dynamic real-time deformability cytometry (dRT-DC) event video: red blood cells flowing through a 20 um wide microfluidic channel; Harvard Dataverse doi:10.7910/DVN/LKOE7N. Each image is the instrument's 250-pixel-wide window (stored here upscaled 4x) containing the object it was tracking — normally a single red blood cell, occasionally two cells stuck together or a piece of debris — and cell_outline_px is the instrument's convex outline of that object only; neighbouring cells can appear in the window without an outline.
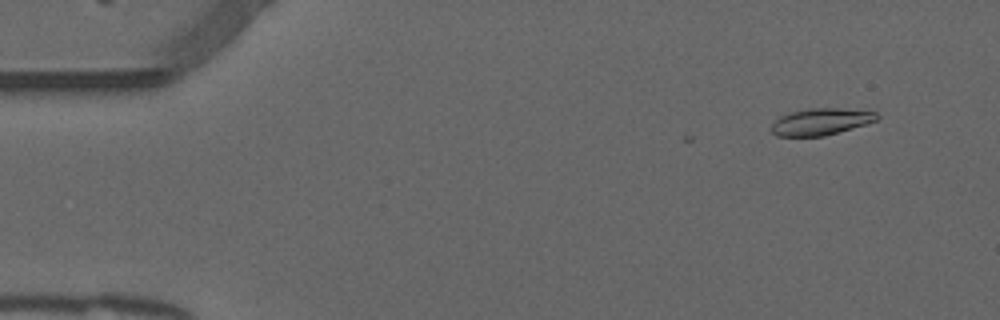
{"species": "common noctule bat (a hibernating species)", "species_latin": "Nyctalus noctula", "temperature_condition": "warm", "stored_images_in_passage": 4, "camera_frame_rate_fps": 3000, "um_per_image_px": 0.085, "animal": {"sex": "male", "forearm_length_mm": 52.5}, "frame": {"image": 1, "passage_image": 1, "time_ms": 0.0, "image_size_px": [1000, 320], "cell_outline_px": [[880, 116], [876, 120], [864, 124], [824, 136], [776, 136], [772, 132], [772, 124], [780, 116], [792, 112], [812, 108], [836, 108], [876, 112]], "centroid_in_image_um": [69.75, 10.34], "position_along_channel_um": 15.2, "area_um2": 16.07}}